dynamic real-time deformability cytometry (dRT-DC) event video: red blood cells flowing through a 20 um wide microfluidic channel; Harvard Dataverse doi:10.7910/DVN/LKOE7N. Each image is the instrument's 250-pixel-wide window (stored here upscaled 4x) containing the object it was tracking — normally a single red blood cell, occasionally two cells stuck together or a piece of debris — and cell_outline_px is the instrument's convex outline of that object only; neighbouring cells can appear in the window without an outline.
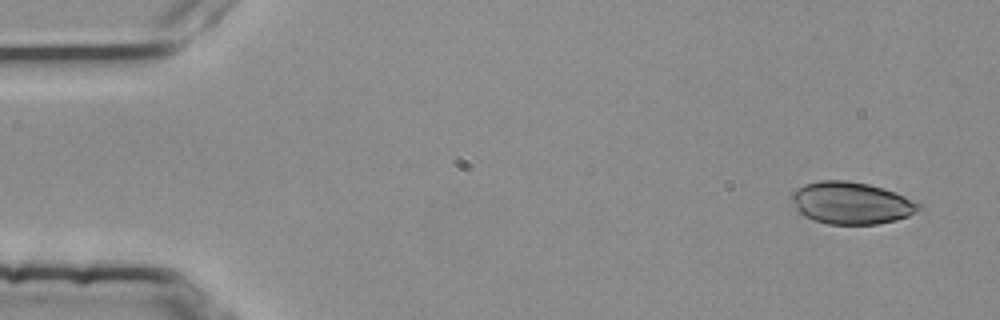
{"species": "common noctule bat (a hibernating species)", "species_latin": "Nyctalus noctula", "temperature_condition": "room temperature", "stored_images_in_passage": 4, "camera_frame_rate_fps": 3000, "um_per_image_px": 0.085, "animal": {"sex": "female", "body_mass_g": 25.1}, "frame": {"image": 1, "passage_image": 1, "time_ms": 0.0, "image_size_px": [1000, 320], "cell_outline_px": [[924, 208], [908, 216], [896, 220], [876, 224], [828, 224], [812, 220], [796, 212], [792, 204], [792, 192], [796, 188], [804, 184], [820, 180], [848, 180], [868, 184], [884, 188], [904, 196], [920, 204]], "centroid_in_image_um": [72.32, 17.26], "position_along_channel_um": 12.7, "area_um2": 31.5}}
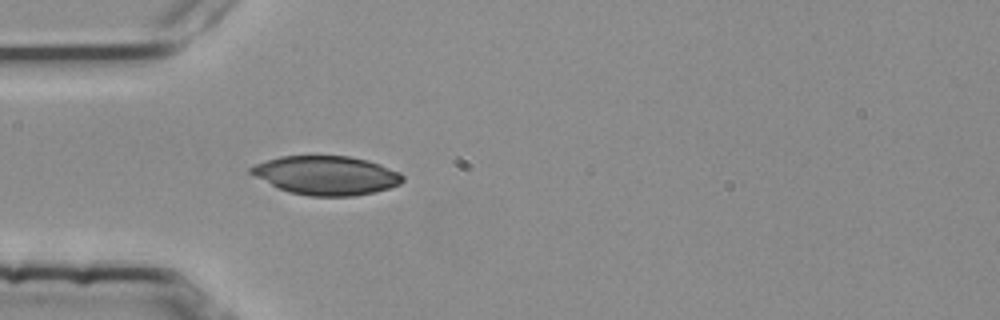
{"frame": {"image": 2, "passage_image": 4, "time_ms": 1.0, "image_size_px": [1000, 320], "cell_outline_px": [[404, 180], [400, 184], [376, 192], [352, 196], [312, 196], [288, 192], [248, 172], [248, 168], [256, 164], [280, 156], [348, 156], [368, 160], [380, 164], [400, 172], [404, 176]], "centroid_in_image_um": [27.78, 14.9], "position_along_channel_um": 57.2, "area_um2": 34.22}}